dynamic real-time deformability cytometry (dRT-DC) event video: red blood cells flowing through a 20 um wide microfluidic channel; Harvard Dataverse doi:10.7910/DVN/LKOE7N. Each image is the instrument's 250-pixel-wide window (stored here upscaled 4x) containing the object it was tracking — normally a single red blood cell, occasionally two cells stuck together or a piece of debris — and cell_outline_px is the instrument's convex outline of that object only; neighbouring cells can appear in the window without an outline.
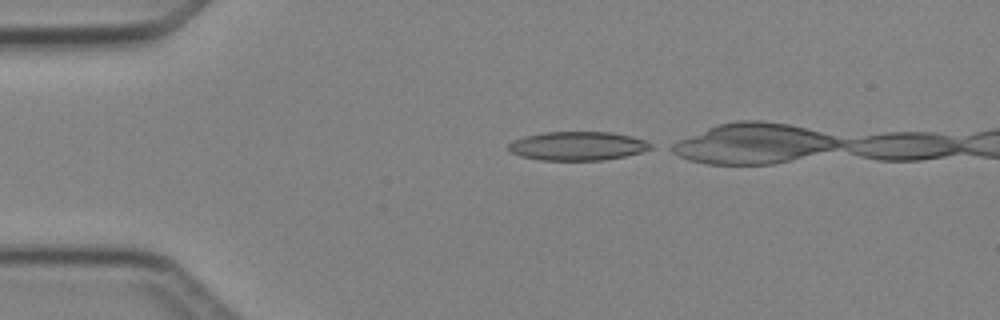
{"species": "Egyptian fruit bat (a non-hibernating species)", "species_latin": "Rousettus aegyptiacus", "temperature_condition": "cold", "stored_images_in_passage": 3, "camera_frame_rate_fps": 3000, "um_per_image_px": 0.085, "animal": {"sex": "female"}, "frame": {"image": 1, "passage_image": 1, "time_ms": 0.0, "image_size_px": [1000, 320], "cell_outline_px": [[652, 148], [640, 152], [624, 156], [604, 160], [540, 160], [520, 156], [508, 152], [508, 144], [524, 136], [544, 132], [608, 132], [632, 136], [644, 140], [652, 144]], "centroid_in_image_um": [49.07, 12.41], "position_along_channel_um": 35.9, "area_um2": 23.81}}